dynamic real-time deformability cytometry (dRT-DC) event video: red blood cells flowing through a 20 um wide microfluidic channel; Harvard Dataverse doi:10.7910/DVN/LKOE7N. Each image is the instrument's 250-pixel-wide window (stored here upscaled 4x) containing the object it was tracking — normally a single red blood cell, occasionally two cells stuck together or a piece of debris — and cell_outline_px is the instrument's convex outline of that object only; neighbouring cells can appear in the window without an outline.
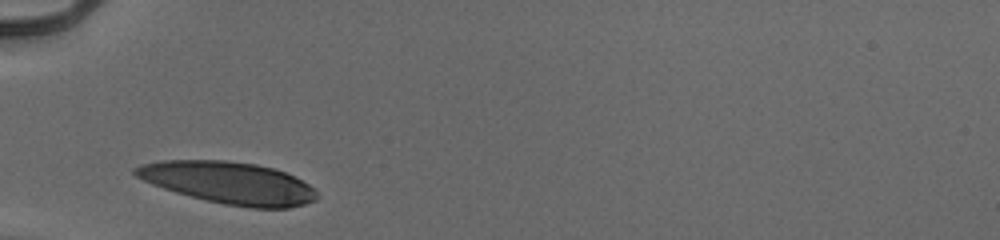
{"species": "human", "species_latin": "Homo sapiens", "temperature_condition": "cold", "stored_images_in_passage": 32, "camera_frame_rate_fps": 3000, "um_per_image_px": 0.085, "donor": {"sex": "male"}, "frame": {"image": 1, "passage_image": 1, "time_ms": 0.0, "image_size_px": [1000, 240], "cell_outline_px": [[320, 196], [316, 200], [304, 204], [288, 208], [248, 208], [224, 204], [176, 192], [152, 184], [136, 176], [132, 172], [132, 168], [140, 164], [164, 160], [224, 160], [256, 164], [272, 168], [284, 172], [308, 184]], "centroid_in_image_um": [19.43, 15.53], "position_along_channel_um": 65.6, "area_um2": 44.22}}
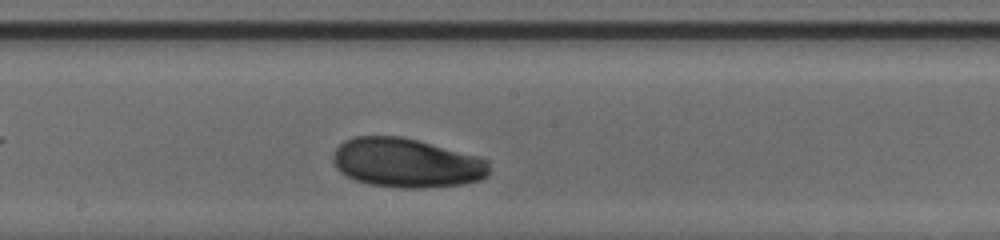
{"frame": {"image": 2, "passage_image": 13, "time_ms": 4.0, "image_size_px": [1000, 240], "cell_outline_px": [[488, 176], [480, 180], [464, 184], [424, 188], [400, 188], [368, 184], [356, 180], [340, 172], [336, 168], [332, 160], [332, 156], [336, 148], [344, 140], [356, 136], [400, 136], [416, 140], [476, 156], [488, 160]], "centroid_in_image_um": [34.52, 13.86], "position_along_channel_um": 213.7, "area_um2": 44.74}}
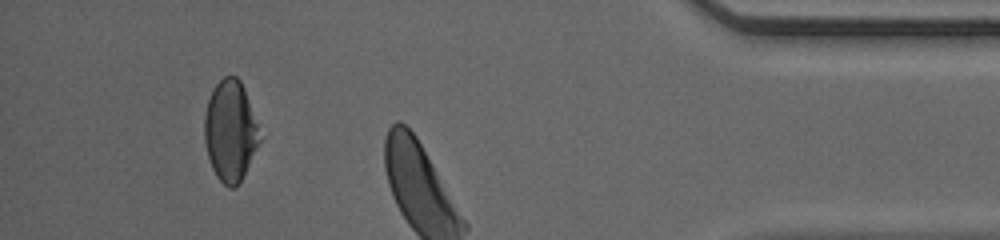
{"frame": {"image": 3, "passage_image": 29, "time_ms": 9.333, "image_size_px": [1000, 240], "cell_outline_px": [[260, 140], [240, 180], [232, 188], [228, 188], [216, 176], [212, 168], [208, 156], [204, 140], [204, 116], [208, 100], [212, 88], [224, 76], [236, 76], [240, 80], [244, 88], [256, 124]], "centroid_in_image_um": [19.52, 11.1], "position_along_channel_um": 415.7, "area_um2": 31.67}, "authors_computed_cell_mechanics": {"area_um2": 43.1766, "velocity_mm_per_s": 3.8845, "shape_relaxation_time_tau1_ms": 1.9277, "shape_relaxation_time_tau2_ms": null, "deformation_change_tau1": 0.1066, "deformation_change_tau2": null}}